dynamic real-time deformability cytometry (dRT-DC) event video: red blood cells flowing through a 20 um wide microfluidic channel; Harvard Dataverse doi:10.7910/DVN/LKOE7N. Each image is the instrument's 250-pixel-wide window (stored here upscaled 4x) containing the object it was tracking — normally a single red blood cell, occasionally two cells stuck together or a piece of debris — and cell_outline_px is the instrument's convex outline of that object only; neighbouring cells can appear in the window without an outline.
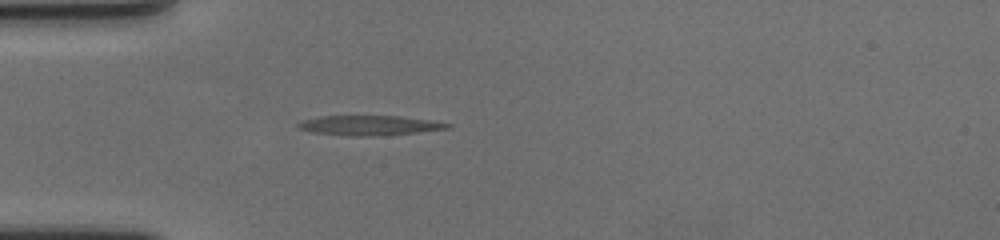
{"species": "human", "species_latin": "Homo sapiens", "temperature_condition": "cold", "stored_images_in_passage": 19, "camera_frame_rate_fps": 3000, "um_per_image_px": 0.085, "donor": {"sex": "female"}, "frame": {"image": 1, "passage_image": 19, "time_ms": 6.0, "image_size_px": [1000, 240], "cell_outline_px": [[452, 128], [416, 132], [372, 136], [344, 136], [312, 132], [300, 128], [296, 124], [304, 120], [320, 116], [400, 116], [428, 120], [452, 124]], "centroid_in_image_um": [31.39, 10.66], "position_along_channel_um": 53.6, "area_um2": 17.05}}